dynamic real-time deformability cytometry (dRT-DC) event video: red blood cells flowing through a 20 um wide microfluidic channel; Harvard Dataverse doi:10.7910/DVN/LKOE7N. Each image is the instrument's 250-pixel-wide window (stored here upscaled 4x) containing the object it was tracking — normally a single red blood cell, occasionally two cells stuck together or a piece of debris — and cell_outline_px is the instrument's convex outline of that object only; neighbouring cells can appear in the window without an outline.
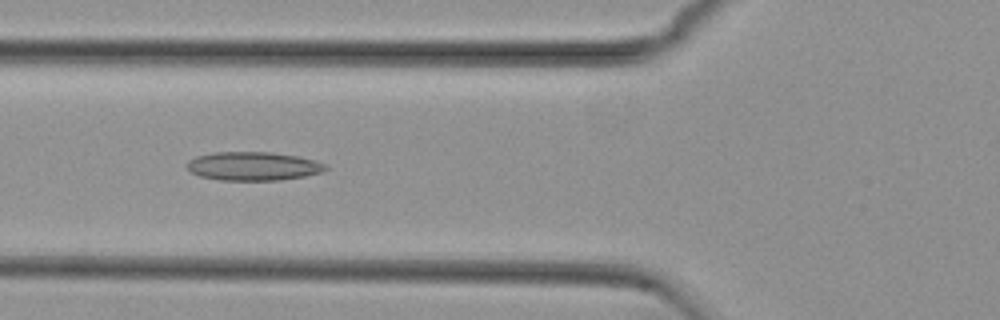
{"species": "common noctule bat (a hibernating species)", "species_latin": "Nyctalus noctula", "temperature_condition": "cold", "stored_images_in_passage": 50, "camera_frame_rate_fps": 3000, "um_per_image_px": 0.085, "animal": {"sex": "female", "body_mass_g": 29.2, "forearm_length_mm": 56.3}, "frame": {"image": 1, "passage_image": 16, "time_ms": 5.0, "image_size_px": [1000, 320], "cell_outline_px": [[328, 168], [324, 172], [304, 176], [280, 180], [220, 180], [200, 176], [192, 172], [184, 164], [188, 160], [196, 156], [212, 152], [272, 152], [300, 156], [316, 160], [324, 164]], "centroid_in_image_um": [21.53, 14.11], "position_along_channel_um": 104.3, "area_um2": 23.35}}
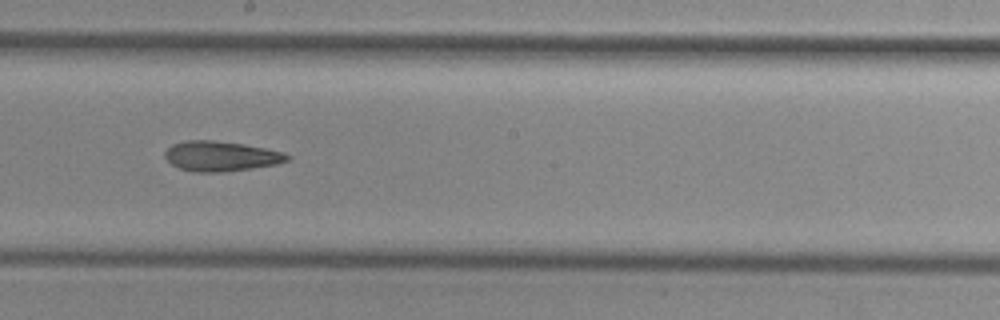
{"frame": {"image": 2, "passage_image": 26, "time_ms": 8.333, "image_size_px": [1000, 320], "cell_outline_px": [[292, 156], [288, 160], [276, 164], [224, 172], [196, 172], [180, 168], [172, 164], [164, 156], [164, 152], [172, 144], [184, 140], [212, 140], [244, 144], [284, 152]], "centroid_in_image_um": [18.77, 13.26], "position_along_channel_um": 229.4, "area_um2": 21.33}}
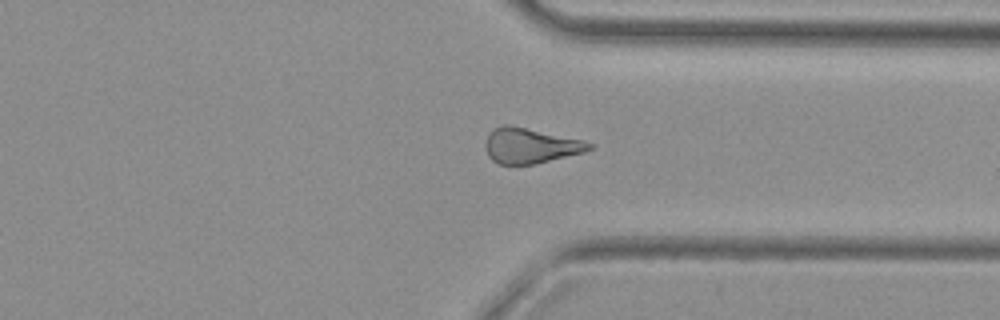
{"frame": {"image": 3, "passage_image": 37, "time_ms": 12.0, "image_size_px": [1000, 320], "cell_outline_px": [[592, 148], [584, 152], [536, 164], [500, 164], [492, 160], [488, 156], [484, 144], [488, 132], [504, 124], [508, 124], [584, 140], [592, 144]], "centroid_in_image_um": [45.05, 12.38], "position_along_channel_um": 366.3, "area_um2": 21.33}, "authors_computed_cell_mechanics": {"area_um2": 21.675, "velocity_mm_per_s": 3.745, "shape_relaxation_time_tau1_ms": null, "shape_relaxation_time_tau2_ms": 5.4707, "deformation_change_tau1": null, "deformation_change_tau2": 0.15}}